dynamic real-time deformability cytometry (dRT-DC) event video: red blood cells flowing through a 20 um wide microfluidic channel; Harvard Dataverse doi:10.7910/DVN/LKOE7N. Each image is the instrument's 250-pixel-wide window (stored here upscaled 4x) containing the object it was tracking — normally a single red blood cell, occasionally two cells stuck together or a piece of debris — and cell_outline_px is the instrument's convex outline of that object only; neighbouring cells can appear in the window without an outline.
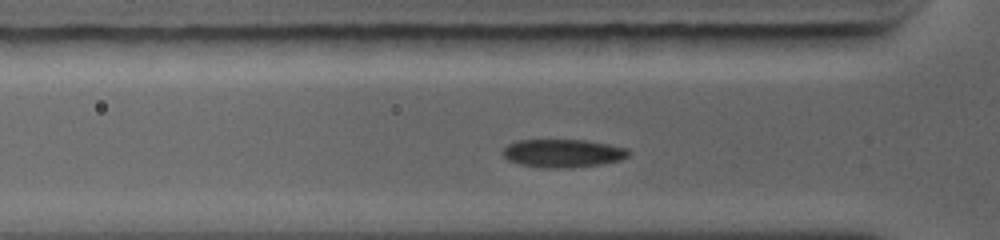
{"species": "common noctule bat (a hibernating species)", "species_latin": "Nyctalus noctula", "temperature_condition": "warm", "stored_images_in_passage": 29, "segment_of_instrument_passage": [1, 2], "camera_frame_rate_fps": 5000, "um_per_image_px": 0.085, "animal": {"sex": "female", "body_mass_g": 19.0, "forearm_length_mm": 56.7}, "frame": {"image": 1, "passage_image": 5, "time_ms": 1.4, "image_size_px": [1000, 240], "cell_outline_px": [[632, 152], [628, 156], [620, 160], [600, 164], [572, 168], [544, 168], [520, 164], [508, 160], [500, 152], [508, 144], [516, 140], [588, 140], [628, 148]], "centroid_in_image_um": [47.85, 13.02], "position_along_channel_um": 78.0, "area_um2": 20.87}}
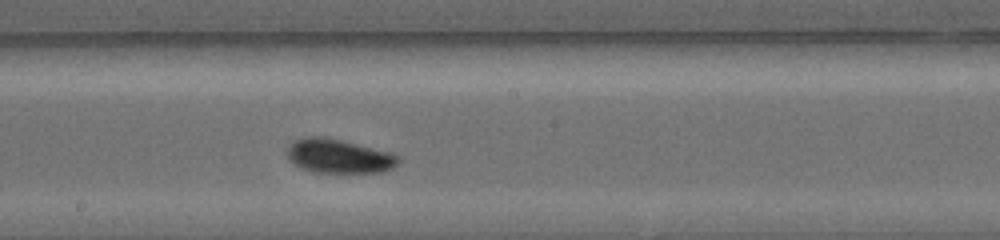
{"frame": {"image": 2, "passage_image": 15, "time_ms": 4.6, "image_size_px": [1000, 240], "cell_outline_px": [[400, 164], [392, 168], [380, 172], [312, 172], [300, 168], [292, 164], [288, 160], [288, 148], [296, 140], [304, 136], [320, 136], [340, 140], [392, 152], [400, 156]], "centroid_in_image_um": [28.82, 13.28], "position_along_channel_um": 219.4, "area_um2": 22.14}}
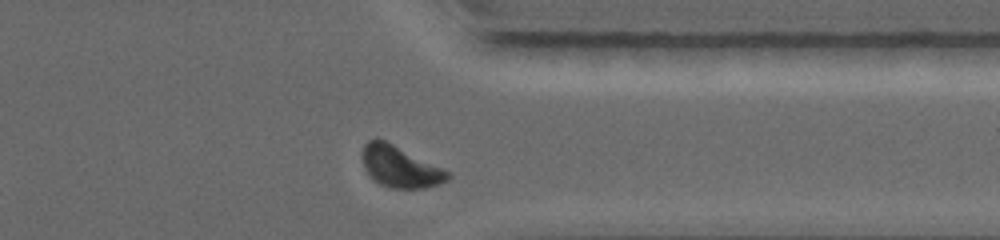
{"frame": {"image": 3, "passage_image": 26, "time_ms": 8.2, "image_size_px": [1000, 240], "cell_outline_px": [[452, 176], [448, 180], [440, 184], [424, 188], [392, 188], [380, 184], [372, 180], [364, 168], [364, 144], [368, 140], [376, 136], [448, 172]], "centroid_in_image_um": [33.97, 14.19], "position_along_channel_um": 377.4, "area_um2": 20.11}}